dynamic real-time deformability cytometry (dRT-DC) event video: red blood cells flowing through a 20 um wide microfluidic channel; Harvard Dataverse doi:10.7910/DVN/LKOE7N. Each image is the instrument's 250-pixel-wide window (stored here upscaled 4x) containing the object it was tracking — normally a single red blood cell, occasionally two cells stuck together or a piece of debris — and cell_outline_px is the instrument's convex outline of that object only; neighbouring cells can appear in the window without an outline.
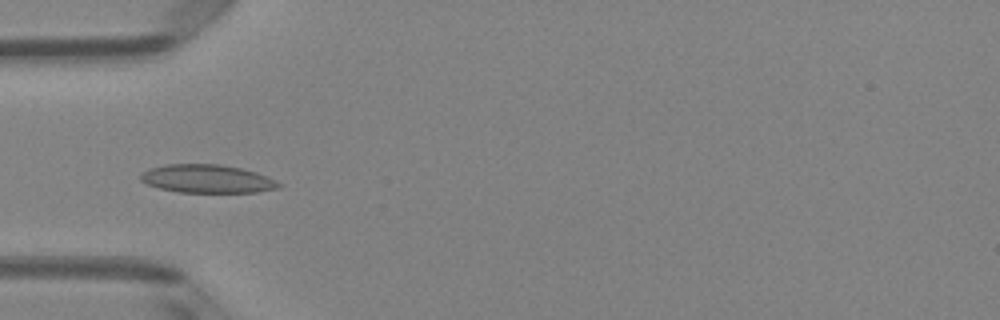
{"species": "Egyptian fruit bat (a non-hibernating species)", "species_latin": "Rousettus aegyptiacus", "temperature_condition": "room temperature", "stored_images_in_passage": 4, "camera_frame_rate_fps": 3000, "um_per_image_px": 0.085, "animal": {"sex": "female"}, "frame": {"image": 1, "passage_image": 4, "time_ms": 1.0, "image_size_px": [1000, 320], "cell_outline_px": [[284, 184], [280, 188], [256, 192], [180, 192], [160, 188], [148, 184], [140, 180], [140, 176], [148, 168], [164, 164], [220, 164], [240, 168], [256, 172]], "centroid_in_image_um": [17.62, 15.19], "position_along_channel_um": 67.4, "area_um2": 22.72}}